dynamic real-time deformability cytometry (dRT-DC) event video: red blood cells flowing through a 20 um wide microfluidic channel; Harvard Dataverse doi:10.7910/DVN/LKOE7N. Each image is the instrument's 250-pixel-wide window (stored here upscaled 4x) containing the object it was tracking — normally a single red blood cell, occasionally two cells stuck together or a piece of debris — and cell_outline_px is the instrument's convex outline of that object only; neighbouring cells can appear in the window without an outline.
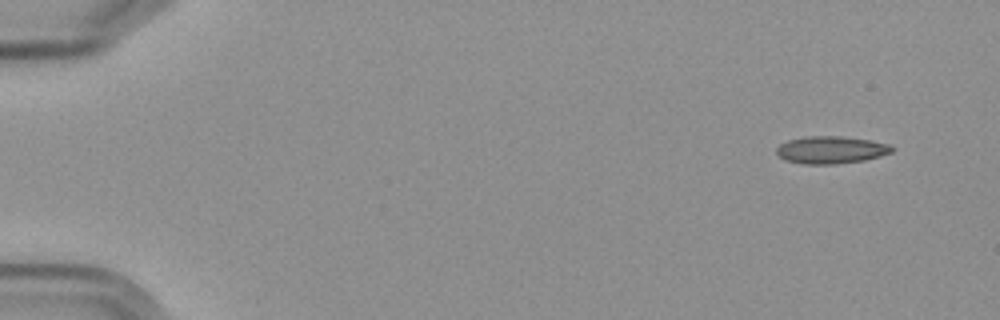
{"species": "Egyptian fruit bat (a non-hibernating species)", "species_latin": "Rousettus aegyptiacus", "temperature_condition": "cold", "stored_images_in_passage": 5, "camera_frame_rate_fps": 3000, "um_per_image_px": 0.085, "frame": {"image": 1, "passage_image": 1, "time_ms": 0.0, "image_size_px": [1000, 320], "cell_outline_px": [[896, 148], [892, 152], [880, 156], [864, 160], [836, 164], [804, 164], [784, 160], [776, 152], [776, 148], [780, 144], [788, 140], [804, 136], [840, 136], [872, 140], [892, 144]], "centroid_in_image_um": [70.67, 12.73], "position_along_channel_um": 14.3, "area_um2": 18.67}}
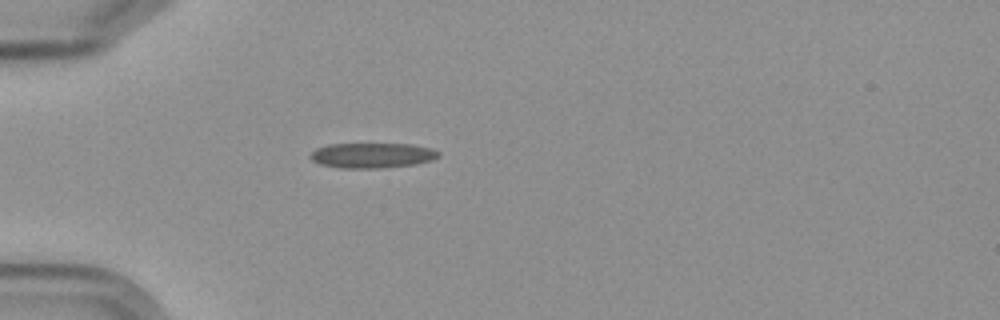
{"frame": {"image": 2, "passage_image": 5, "time_ms": 4.333, "image_size_px": [1000, 320], "cell_outline_px": [[440, 156], [432, 160], [416, 164], [376, 168], [340, 168], [320, 164], [312, 160], [308, 156], [316, 148], [328, 144], [412, 144], [432, 148], [440, 152]], "centroid_in_image_um": [31.64, 13.2], "position_along_channel_um": 53.4, "area_um2": 18.84}}